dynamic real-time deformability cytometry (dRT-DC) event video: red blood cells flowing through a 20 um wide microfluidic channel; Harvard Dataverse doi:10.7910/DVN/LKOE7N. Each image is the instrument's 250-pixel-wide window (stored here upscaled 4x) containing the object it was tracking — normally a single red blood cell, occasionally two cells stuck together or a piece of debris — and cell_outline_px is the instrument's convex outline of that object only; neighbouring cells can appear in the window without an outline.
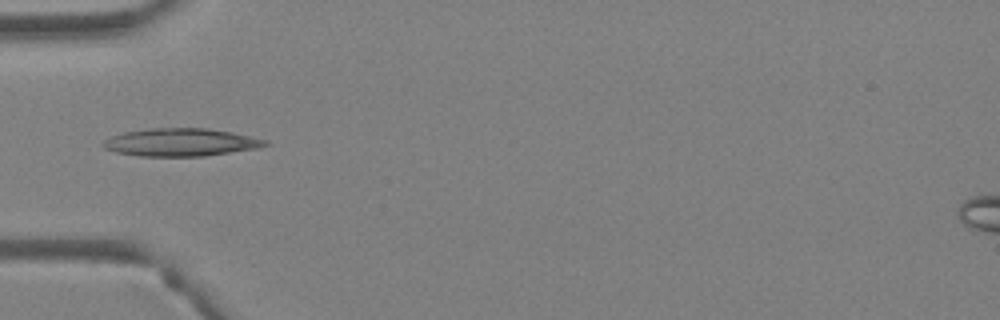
{"species": "Egyptian fruit bat (a non-hibernating species)", "species_latin": "Rousettus aegyptiacus", "temperature_condition": "warm", "stored_images_in_passage": 4, "camera_frame_rate_fps": 3000, "um_per_image_px": 0.085, "animal": {"sex": "female"}, "frame": {"image": 1, "passage_image": 3, "time_ms": 0.667, "image_size_px": [1000, 320], "cell_outline_px": [[272, 144], [260, 148], [204, 156], [140, 156], [116, 152], [104, 148], [100, 144], [104, 140], [112, 136], [124, 132], [152, 128], [208, 128], [232, 132], [268, 140]], "centroid_in_image_um": [15.41, 12.09], "position_along_channel_um": 69.6, "area_um2": 26.41}}
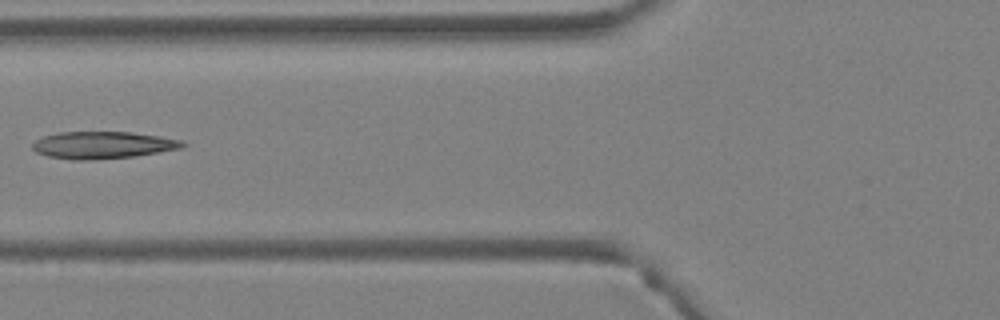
{"frame": {"image": 2, "passage_image": 4, "time_ms": 1.0, "image_size_px": [1000, 320], "cell_outline_px": [[188, 144], [180, 148], [136, 156], [92, 160], [72, 160], [48, 156], [36, 152], [32, 148], [32, 144], [36, 140], [44, 136], [56, 132], [132, 132], [160, 136], [180, 140]], "centroid_in_image_um": [8.72, 12.33], "position_along_channel_um": 117.1, "area_um2": 23.76}}